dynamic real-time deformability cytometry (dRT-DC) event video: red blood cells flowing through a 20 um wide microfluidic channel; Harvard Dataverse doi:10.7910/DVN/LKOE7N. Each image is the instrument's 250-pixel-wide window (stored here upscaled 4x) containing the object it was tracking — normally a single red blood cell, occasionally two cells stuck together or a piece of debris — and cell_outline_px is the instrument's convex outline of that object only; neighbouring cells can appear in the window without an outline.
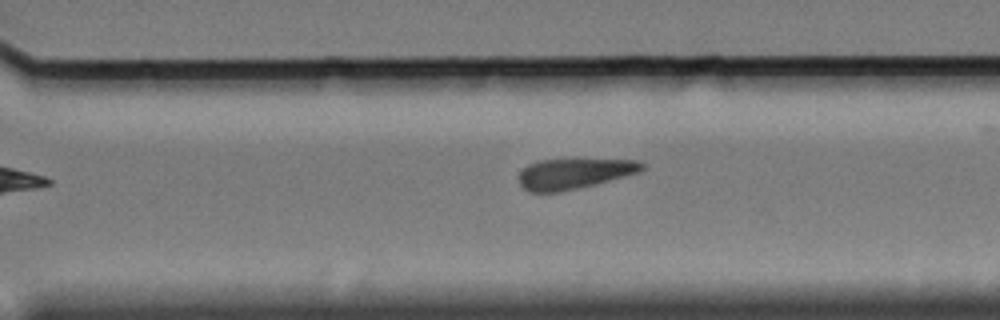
{"species": "Egyptian fruit bat (a non-hibernating species)", "species_latin": "Rousettus aegyptiacus", "temperature_condition": "cold", "stored_images_in_passage": 8, "camera_frame_rate_fps": 3000, "um_per_image_px": 0.085, "animal": {"sex": "female"}, "frame": {"image": 1, "passage_image": 8, "time_ms": 9.0, "image_size_px": [1000, 320], "cell_outline_px": [[644, 168], [640, 172], [596, 184], [560, 192], [528, 192], [520, 184], [520, 172], [528, 164], [540, 160], [636, 160], [644, 164]], "centroid_in_image_um": [48.79, 14.77], "position_along_channel_um": 321.8, "area_um2": 21.56}}